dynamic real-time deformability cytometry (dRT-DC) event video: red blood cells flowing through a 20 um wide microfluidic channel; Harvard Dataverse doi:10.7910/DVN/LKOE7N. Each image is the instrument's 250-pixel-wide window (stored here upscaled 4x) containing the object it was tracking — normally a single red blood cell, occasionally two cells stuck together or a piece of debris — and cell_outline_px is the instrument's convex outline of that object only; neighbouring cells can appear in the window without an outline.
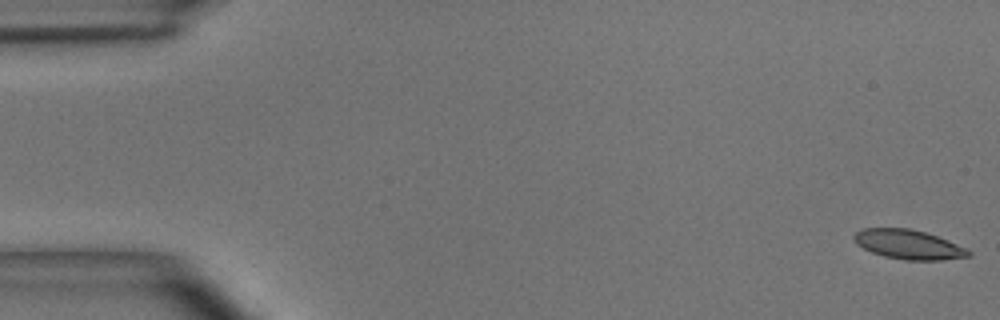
{"species": "common noctule bat (a hibernating species)", "species_latin": "Nyctalus noctula", "temperature_condition": "room temperature", "stored_images_in_passage": 5, "segment_of_instrument_passage": [1, 2], "camera_frame_rate_fps": 3000, "um_per_image_px": 0.085, "animal": {"sex": "male", "body_mass_g": 15.6}, "frame": {"image": 1, "passage_image": 1, "time_ms": 0.0, "image_size_px": [1000, 320], "cell_outline_px": [[972, 256], [940, 260], [904, 260], [884, 256], [872, 252], [856, 244], [852, 240], [852, 236], [860, 228], [908, 228], [924, 232], [936, 236], [968, 248], [972, 252]], "centroid_in_image_um": [77.21, 20.78], "position_along_channel_um": 7.8, "area_um2": 19.71}}
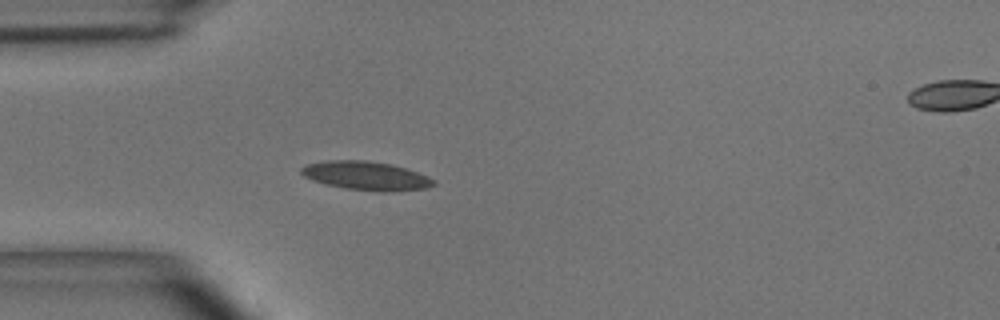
{"frame": {"image": 2, "passage_image": 4, "time_ms": 1.0, "image_size_px": [1000, 320], "cell_outline_px": [[436, 184], [428, 188], [396, 192], [380, 192], [344, 188], [324, 184], [312, 180], [304, 176], [300, 172], [300, 168], [308, 164], [324, 160], [368, 160], [392, 164], [428, 176], [436, 180]], "centroid_in_image_um": [31.14, 14.95], "position_along_channel_um": 53.9, "area_um2": 22.48}}